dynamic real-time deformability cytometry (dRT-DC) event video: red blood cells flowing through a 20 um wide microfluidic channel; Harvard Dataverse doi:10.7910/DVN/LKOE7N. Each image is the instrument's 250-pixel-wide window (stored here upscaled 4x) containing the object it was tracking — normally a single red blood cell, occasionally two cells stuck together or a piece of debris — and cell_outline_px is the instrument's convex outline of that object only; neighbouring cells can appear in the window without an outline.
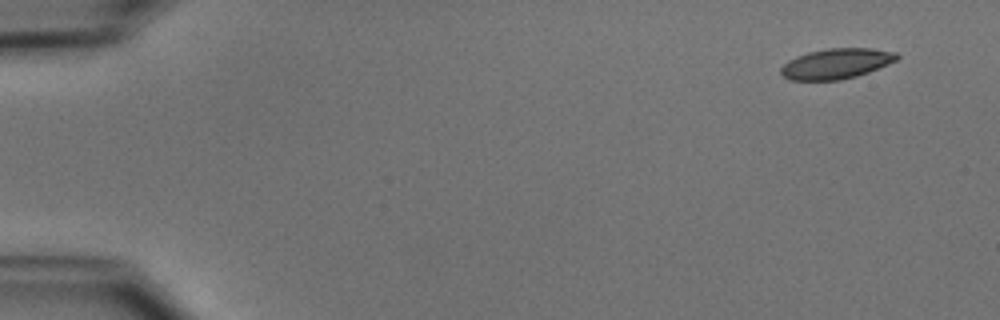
{"species": "common noctule bat (a hibernating species)", "species_latin": "Nyctalus noctula", "temperature_condition": "cold", "stored_images_in_passage": 49, "camera_frame_rate_fps": 3000, "um_per_image_px": 0.085, "animal": {"sex": "male", "body_mass_g": 15.6}, "frame": {"image": 1, "passage_image": 1, "time_ms": 0.0, "image_size_px": [1000, 320], "cell_outline_px": [[900, 56], [896, 60], [888, 64], [868, 72], [856, 76], [840, 80], [788, 80], [780, 72], [780, 68], [788, 60], [796, 56], [808, 52], [828, 48], [872, 48], [896, 52]], "centroid_in_image_um": [71.07, 5.4], "position_along_channel_um": 13.9, "area_um2": 20.52}}
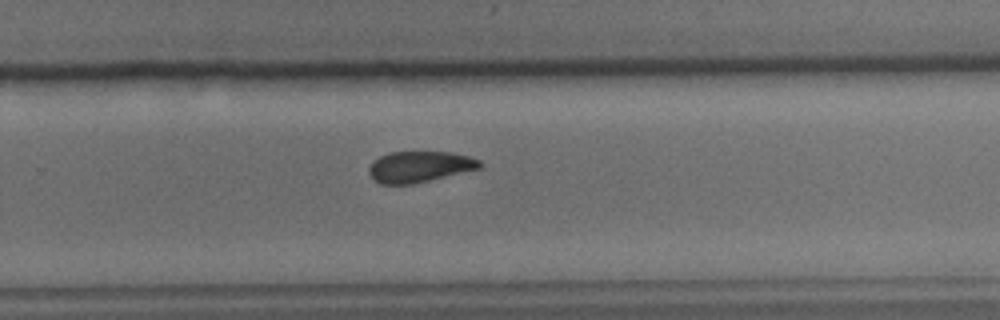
{"frame": {"image": 2, "passage_image": 32, "time_ms": 10.333, "image_size_px": [1000, 320], "cell_outline_px": [[484, 164], [480, 168], [412, 184], [380, 184], [368, 172], [368, 168], [380, 156], [392, 152], [452, 152], [468, 156], [480, 160]], "centroid_in_image_um": [35.69, 14.16], "position_along_channel_um": 294.1, "area_um2": 19.77}}
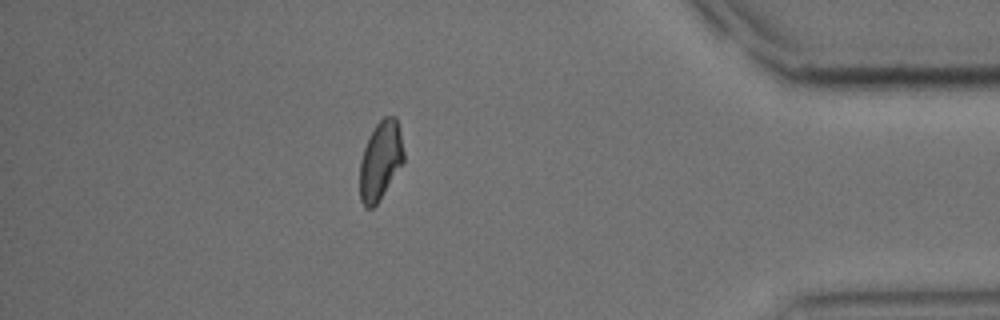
{"frame": {"image": 3, "passage_image": 43, "time_ms": 14.0, "image_size_px": [1000, 320], "cell_outline_px": [[404, 164], [376, 204], [372, 208], [364, 208], [360, 200], [360, 160], [368, 136], [376, 124], [384, 116], [396, 116], [400, 132], [404, 152]], "centroid_in_image_um": [32.34, 13.64], "position_along_channel_um": 402.9, "area_um2": 20.35}, "authors_computed_cell_mechanics": {"area_um2": 21.2704, "velocity_mm_per_s": 3.9166, "shape_relaxation_time_tau1_ms": 3.1944, "shape_relaxation_time_tau2_ms": null, "deformation_change_tau1": 0.0956, "deformation_change_tau2": null}}